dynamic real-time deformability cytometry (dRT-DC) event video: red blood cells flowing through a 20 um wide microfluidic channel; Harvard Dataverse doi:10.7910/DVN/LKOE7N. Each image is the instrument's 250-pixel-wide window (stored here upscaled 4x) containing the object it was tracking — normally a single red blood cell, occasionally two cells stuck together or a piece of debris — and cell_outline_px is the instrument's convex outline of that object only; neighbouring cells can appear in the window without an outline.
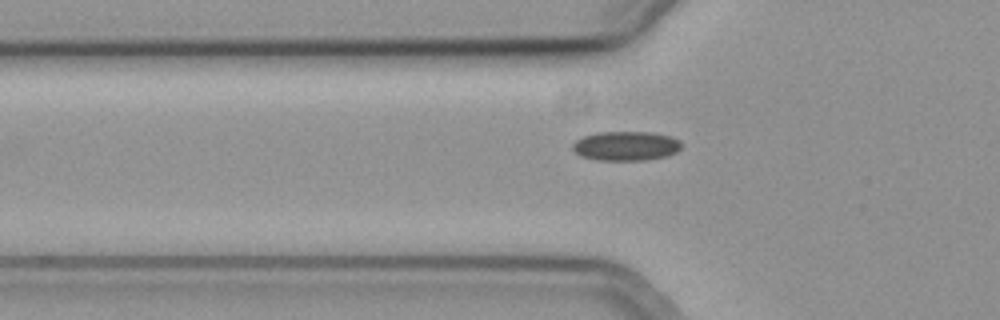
{"species": "common noctule bat (a hibernating species)", "species_latin": "Nyctalus noctula", "temperature_condition": "cold", "stored_images_in_passage": 37, "camera_frame_rate_fps": 3000, "um_per_image_px": 0.085, "animal": {"sex": "female", "body_mass_g": 19.3, "forearm_length_mm": 54.1}, "frame": {"image": 1, "passage_image": 10, "time_ms": 3.0, "image_size_px": [1000, 320], "cell_outline_px": [[680, 148], [676, 152], [668, 156], [644, 160], [596, 160], [580, 156], [572, 148], [572, 144], [576, 140], [584, 136], [600, 132], [652, 132], [672, 136], [680, 140]], "centroid_in_image_um": [53.21, 12.4], "position_along_channel_um": 72.6, "area_um2": 18.67}}
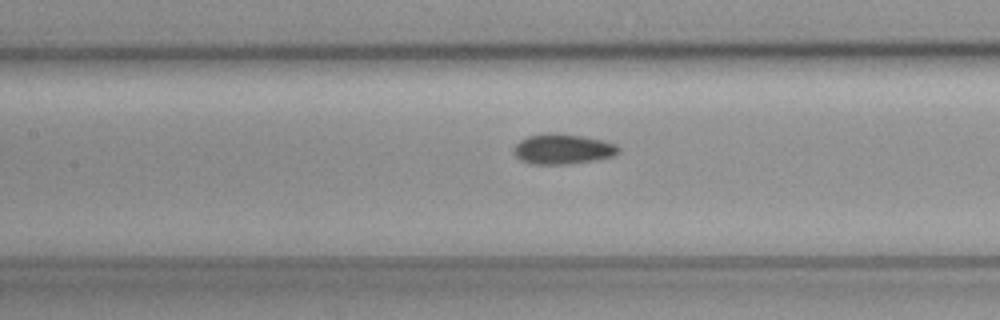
{"frame": {"image": 2, "passage_image": 17, "time_ms": 5.333, "image_size_px": [1000, 320], "cell_outline_px": [[620, 152], [612, 156], [596, 160], [572, 164], [528, 164], [520, 160], [512, 152], [512, 148], [520, 140], [528, 136], [544, 132], [556, 132], [584, 136], [604, 140], [616, 144], [620, 148]], "centroid_in_image_um": [47.81, 12.66], "position_along_channel_um": 159.6, "area_um2": 18.96}}
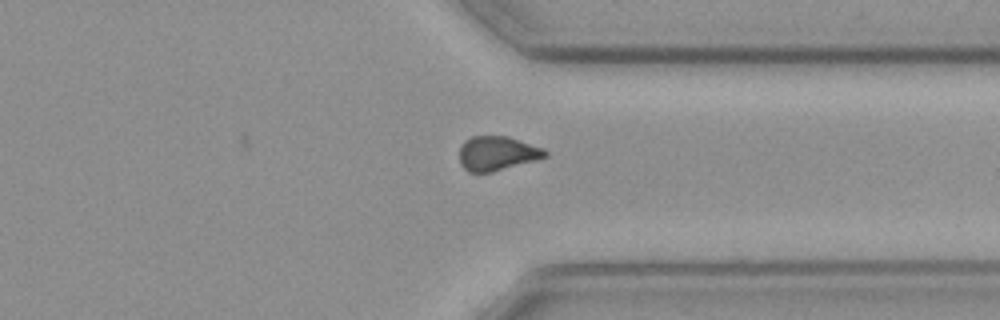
{"frame": {"image": 3, "passage_image": 34, "time_ms": 11.0, "image_size_px": [1000, 320], "cell_outline_px": [[548, 156], [536, 160], [492, 172], [468, 172], [460, 164], [460, 144], [464, 140], [472, 136], [508, 136], [544, 148], [548, 152]], "centroid_in_image_um": [42.25, 13.03], "position_along_channel_um": 369.1, "area_um2": 17.28}, "authors_computed_cell_mechanics": {"area_um2": 17.918, "velocity_mm_per_s": 3.7082, "shape_relaxation_time_tau1_ms": null, "shape_relaxation_time_tau2_ms": 8.2017, "deformation_change_tau1": null, "deformation_change_tau2": 0.0841}}